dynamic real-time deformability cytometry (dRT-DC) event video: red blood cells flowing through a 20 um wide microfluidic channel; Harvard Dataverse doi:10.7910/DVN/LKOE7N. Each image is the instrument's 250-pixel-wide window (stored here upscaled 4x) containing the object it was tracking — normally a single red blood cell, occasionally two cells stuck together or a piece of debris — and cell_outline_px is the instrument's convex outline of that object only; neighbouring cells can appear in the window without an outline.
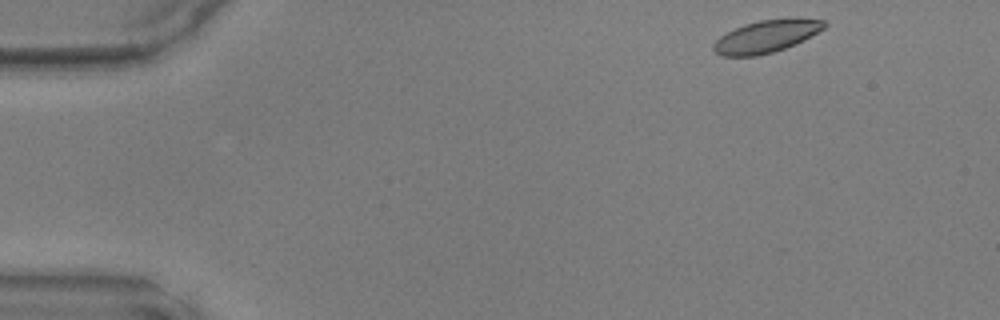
{"species": "common noctule bat (a hibernating species)", "species_latin": "Nyctalus noctula", "temperature_condition": "warm", "stored_images_in_passage": 45, "camera_frame_rate_fps": 3000, "um_per_image_px": 0.085, "animal": {"sex": "male", "body_mass_g": 17.9, "forearm_length_mm": 54.2}, "frame": {"image": 1, "passage_image": 2, "time_ms": 0.333, "image_size_px": [1000, 320], "cell_outline_px": [[828, 24], [824, 28], [804, 40], [796, 44], [772, 52], [756, 56], [720, 56], [712, 48], [712, 44], [720, 36], [744, 24], [760, 20], [824, 20]], "centroid_in_image_um": [65.07, 3.13], "position_along_channel_um": 19.9, "area_um2": 20.29}}
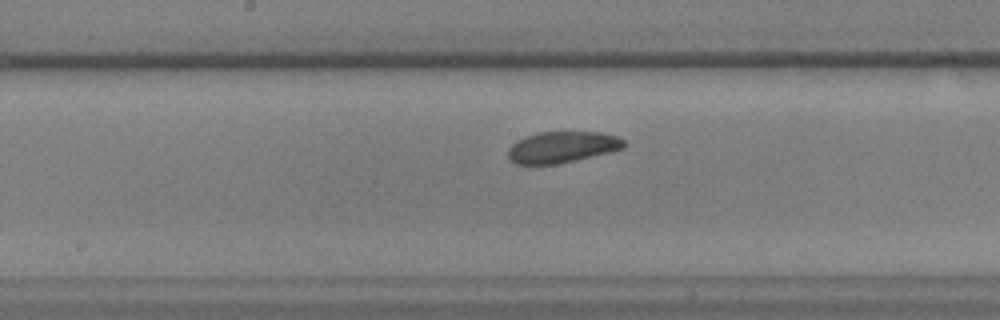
{"frame": {"image": 2, "passage_image": 22, "time_ms": 7.0, "image_size_px": [1000, 320], "cell_outline_px": [[624, 148], [612, 152], [576, 160], [556, 164], [516, 164], [508, 160], [508, 148], [516, 140], [524, 136], [540, 132], [600, 132], [616, 136], [624, 140]], "centroid_in_image_um": [47.75, 12.51], "position_along_channel_um": 200.4, "area_um2": 21.27}}
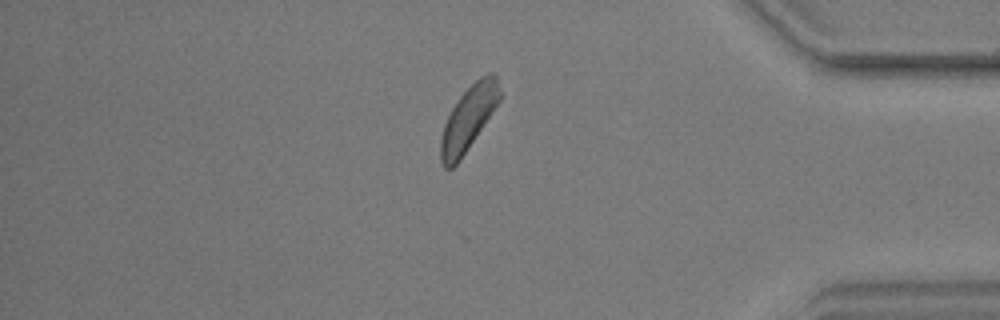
{"frame": {"image": 3, "passage_image": 38, "time_ms": 12.333, "image_size_px": [1000, 320], "cell_outline_px": [[500, 100], [460, 160], [452, 168], [444, 168], [440, 160], [440, 140], [444, 124], [452, 108], [460, 96], [480, 76], [488, 72], [496, 72], [500, 92]], "centroid_in_image_um": [39.81, 10.05], "position_along_channel_um": 395.4, "area_um2": 21.85}}